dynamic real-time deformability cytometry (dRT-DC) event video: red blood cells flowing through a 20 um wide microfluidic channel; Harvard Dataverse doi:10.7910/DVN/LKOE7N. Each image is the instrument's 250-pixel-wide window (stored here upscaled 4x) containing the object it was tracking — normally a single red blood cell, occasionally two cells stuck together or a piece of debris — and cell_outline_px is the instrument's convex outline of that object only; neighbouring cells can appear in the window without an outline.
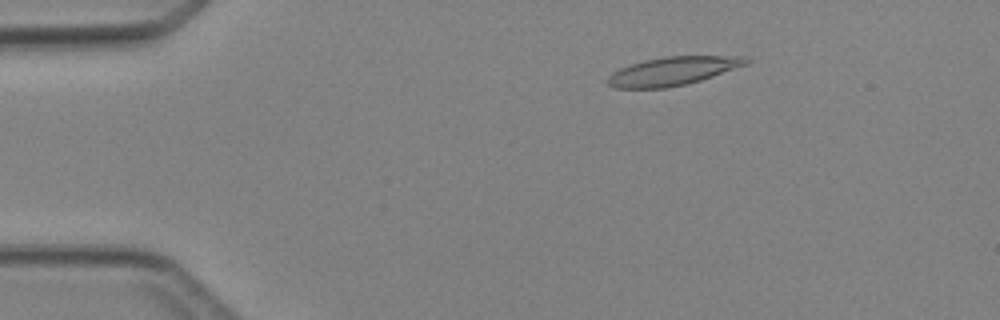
{"species": "Egyptian fruit bat (a non-hibernating species)", "species_latin": "Rousettus aegyptiacus", "temperature_condition": "cold", "stored_images_in_passage": 5, "camera_frame_rate_fps": 3000, "um_per_image_px": 0.085, "animal": {"sex": "female"}, "frame": {"image": 1, "passage_image": 1, "time_ms": 0.0, "image_size_px": [1000, 320], "cell_outline_px": [[752, 60], [748, 64], [688, 84], [664, 88], [616, 88], [608, 84], [608, 76], [612, 72], [620, 68], [644, 60], [664, 56], [744, 56]], "centroid_in_image_um": [57.2, 6.03], "position_along_channel_um": 27.8, "area_um2": 22.89}}
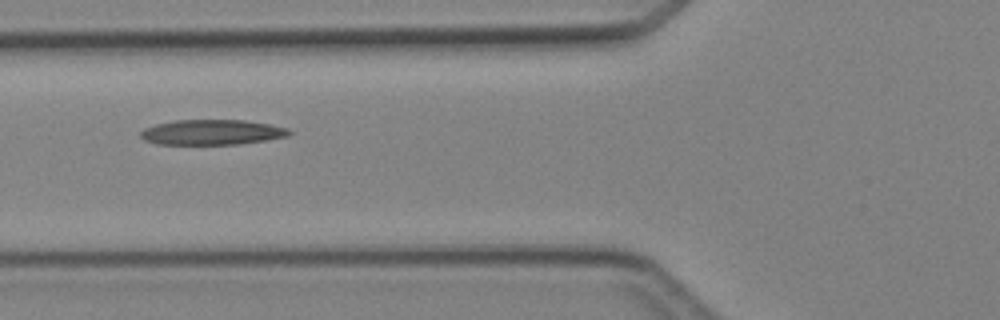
{"frame": {"image": 2, "passage_image": 4, "time_ms": 3.333, "image_size_px": [1000, 320], "cell_outline_px": [[292, 132], [288, 136], [268, 140], [240, 144], [156, 144], [144, 140], [140, 136], [140, 132], [144, 128], [156, 124], [176, 120], [244, 120], [268, 124], [288, 128]], "centroid_in_image_um": [18.02, 11.24], "position_along_channel_um": 107.8, "area_um2": 21.85}}
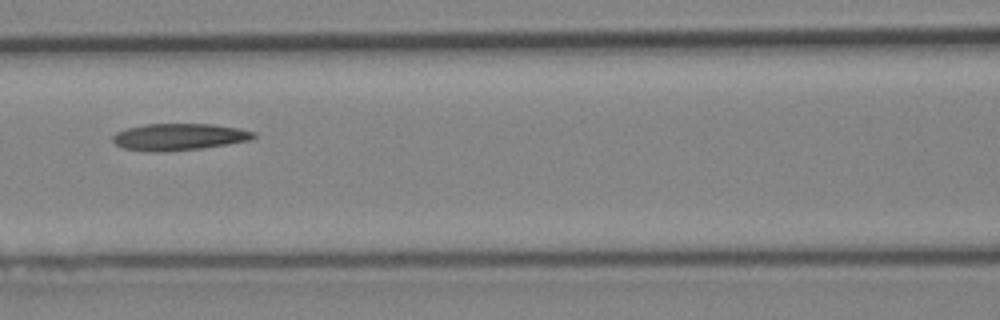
{"frame": {"image": 3, "passage_image": 5, "time_ms": 4.333, "image_size_px": [1000, 320], "cell_outline_px": [[256, 136], [248, 140], [228, 144], [200, 148], [164, 152], [152, 152], [124, 148], [116, 144], [112, 140], [112, 136], [116, 132], [128, 128], [144, 124], [212, 124], [240, 128], [256, 132]], "centroid_in_image_um": [15.21, 11.63], "position_along_channel_um": 151.4, "area_um2": 21.96}}